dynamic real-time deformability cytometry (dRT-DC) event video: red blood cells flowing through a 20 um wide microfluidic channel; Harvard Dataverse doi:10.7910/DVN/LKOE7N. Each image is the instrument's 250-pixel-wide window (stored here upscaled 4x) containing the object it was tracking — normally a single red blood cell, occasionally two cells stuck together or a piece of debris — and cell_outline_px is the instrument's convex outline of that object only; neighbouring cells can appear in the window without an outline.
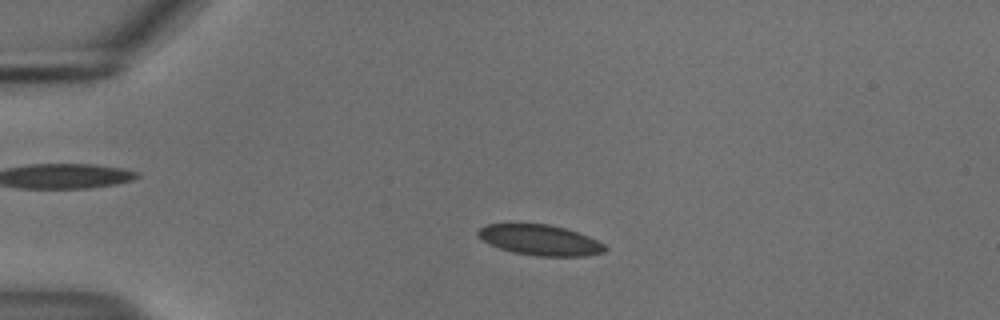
{"species": "common noctule bat (a hibernating species)", "species_latin": "Nyctalus noctula", "temperature_condition": "cold", "stored_images_in_passage": 55, "camera_frame_rate_fps": 3000, "um_per_image_px": 0.085, "animal": {"sex": "male", "body_mass_g": 18.8}, "frame": {"image": 1, "passage_image": 13, "time_ms": 4.0, "image_size_px": [1000, 320], "cell_outline_px": [[608, 248], [604, 252], [584, 256], [536, 256], [512, 252], [500, 248], [484, 240], [476, 232], [480, 228], [488, 224], [548, 224], [564, 228], [588, 236], [604, 244]], "centroid_in_image_um": [45.93, 20.41], "position_along_channel_um": 39.1, "area_um2": 22.25}}
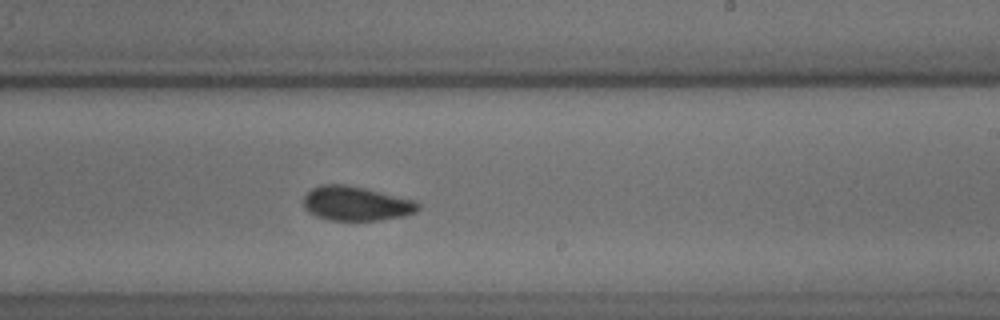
{"frame": {"image": 2, "passage_image": 34, "time_ms": 11.0, "image_size_px": [1000, 320], "cell_outline_px": [[420, 208], [416, 212], [404, 216], [380, 220], [328, 220], [316, 216], [308, 212], [304, 208], [304, 196], [312, 188], [320, 184], [344, 184], [364, 188], [416, 200], [420, 204]], "centroid_in_image_um": [30.28, 17.3], "position_along_channel_um": 258.7, "area_um2": 23.06}}
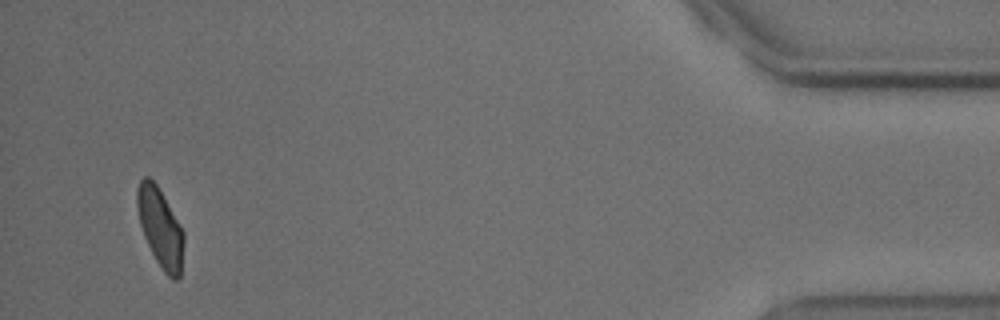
{"frame": {"image": 3, "passage_image": 53, "time_ms": 17.333, "image_size_px": [1000, 320], "cell_outline_px": [[184, 240], [180, 276], [176, 280], [172, 280], [164, 272], [156, 260], [144, 236], [140, 224], [136, 208], [136, 188], [140, 180], [144, 176], [148, 176], [156, 184], [184, 232]], "centroid_in_image_um": [13.6, 19.34], "position_along_channel_um": 421.6, "area_um2": 21.27}, "authors_computed_cell_mechanics": {"area_um2": 22.3108, "velocity_mm_per_s": 3.6718, "shape_relaxation_time_tau1_ms": 2.3864, "shape_relaxation_time_tau2_ms": 2.9612, "deformation_change_tau1": 0.0921, "deformation_change_tau2": 0.0684}}